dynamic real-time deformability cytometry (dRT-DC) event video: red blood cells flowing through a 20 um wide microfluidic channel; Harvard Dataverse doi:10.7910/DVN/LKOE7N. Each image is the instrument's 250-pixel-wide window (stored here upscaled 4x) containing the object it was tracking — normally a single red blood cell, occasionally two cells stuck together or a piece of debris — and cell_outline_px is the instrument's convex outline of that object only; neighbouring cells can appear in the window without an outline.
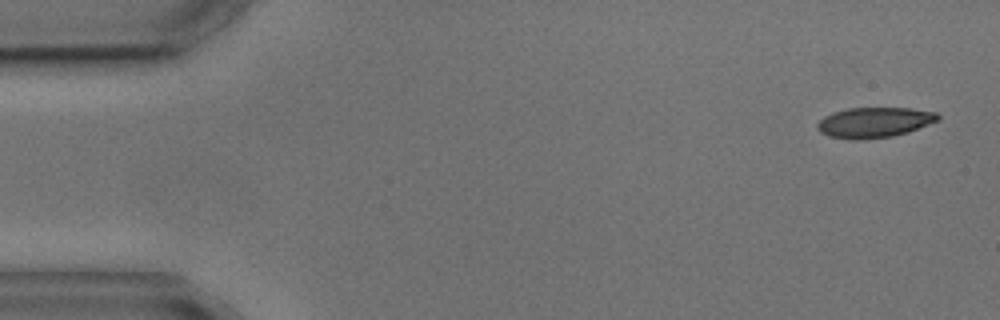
{"species": "common noctule bat (a hibernating species)", "species_latin": "Nyctalus noctula", "temperature_condition": "cold", "stored_images_in_passage": 4, "camera_frame_rate_fps": 3000, "um_per_image_px": 0.085, "animal": {"sex": "male", "body_mass_g": 17.9, "forearm_length_mm": 54.2}, "frame": {"image": 1, "passage_image": 1, "time_ms": 0.0, "image_size_px": [1000, 320], "cell_outline_px": [[940, 120], [908, 132], [892, 136], [860, 140], [852, 140], [828, 136], [820, 132], [816, 128], [816, 124], [824, 116], [832, 112], [848, 108], [912, 108], [936, 112], [940, 116]], "centroid_in_image_um": [74.3, 10.4], "position_along_channel_um": 10.7, "area_um2": 21.5}}
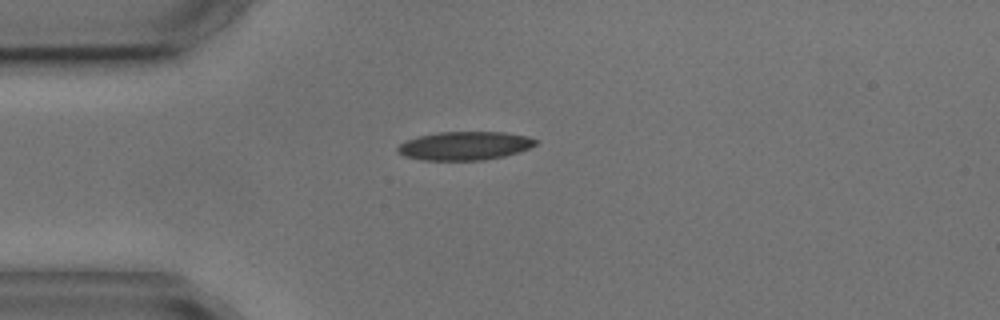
{"frame": {"image": 2, "passage_image": 4, "time_ms": 3.667, "image_size_px": [1000, 320], "cell_outline_px": [[536, 144], [528, 148], [504, 156], [480, 160], [424, 160], [404, 156], [396, 152], [396, 148], [404, 140], [416, 136], [436, 132], [508, 132], [528, 136], [536, 140]], "centroid_in_image_um": [39.43, 12.38], "position_along_channel_um": 45.6, "area_um2": 23.0}}